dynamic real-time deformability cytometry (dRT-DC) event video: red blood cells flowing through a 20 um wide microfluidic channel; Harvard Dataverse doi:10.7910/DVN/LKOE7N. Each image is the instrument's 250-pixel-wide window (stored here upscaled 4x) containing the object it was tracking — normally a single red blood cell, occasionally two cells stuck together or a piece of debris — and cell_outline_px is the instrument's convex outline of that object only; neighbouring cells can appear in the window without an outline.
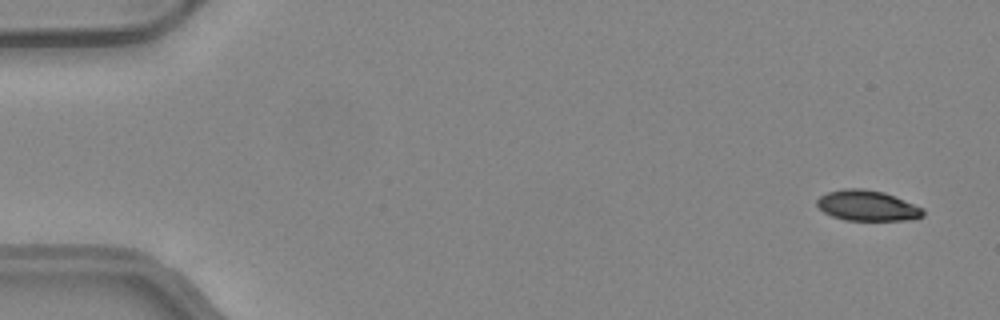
{"species": "common noctule bat (a hibernating species)", "species_latin": "Nyctalus noctula", "temperature_condition": "warm", "stored_images_in_passage": 50, "camera_frame_rate_fps": 3000, "um_per_image_px": 0.085, "animal": {"sex": "female", "body_mass_g": 24.6, "forearm_length_mm": 56.2}, "frame": {"image": 1, "passage_image": 3, "time_ms": 0.667, "image_size_px": [1000, 320], "cell_outline_px": [[924, 216], [912, 220], [844, 220], [832, 216], [824, 212], [816, 204], [816, 200], [820, 196], [828, 192], [844, 188], [860, 188], [884, 192], [924, 208]], "centroid_in_image_um": [73.73, 17.48], "position_along_channel_um": 11.3, "area_um2": 18.9}}
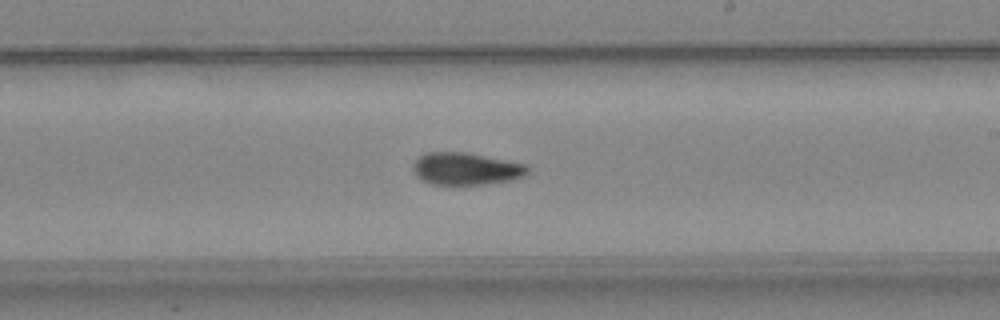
{"frame": {"image": 2, "passage_image": 30, "time_ms": 9.667, "image_size_px": [1000, 320], "cell_outline_px": [[528, 172], [524, 176], [516, 180], [484, 184], [432, 184], [416, 176], [412, 168], [412, 164], [424, 152], [464, 152], [524, 164], [528, 168]], "centroid_in_image_um": [39.59, 14.35], "position_along_channel_um": 249.4, "area_um2": 21.39}}
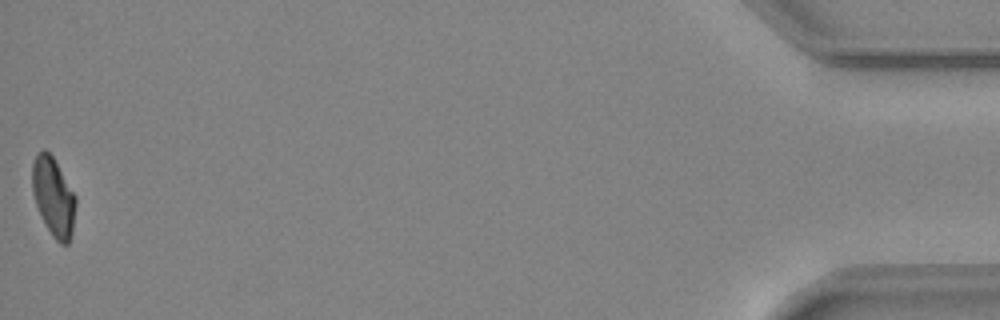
{"frame": {"image": 3, "passage_image": 50, "time_ms": 16.333, "image_size_px": [1000, 320], "cell_outline_px": [[76, 204], [72, 232], [68, 244], [60, 244], [52, 236], [36, 204], [32, 192], [32, 164], [36, 152], [44, 148], [52, 156], [76, 196]], "centroid_in_image_um": [4.54, 16.7], "position_along_channel_um": 430.7, "area_um2": 19.77}, "authors_computed_cell_mechanics": {"area_um2": 20.7213, "velocity_mm_per_s": 4.2024, "shape_relaxation_time_tau1_ms": 9.3514, "shape_relaxation_time_tau2_ms": 5.482, "deformation_change_tau1": 0.2149, "deformation_change_tau2": 0.1074}}